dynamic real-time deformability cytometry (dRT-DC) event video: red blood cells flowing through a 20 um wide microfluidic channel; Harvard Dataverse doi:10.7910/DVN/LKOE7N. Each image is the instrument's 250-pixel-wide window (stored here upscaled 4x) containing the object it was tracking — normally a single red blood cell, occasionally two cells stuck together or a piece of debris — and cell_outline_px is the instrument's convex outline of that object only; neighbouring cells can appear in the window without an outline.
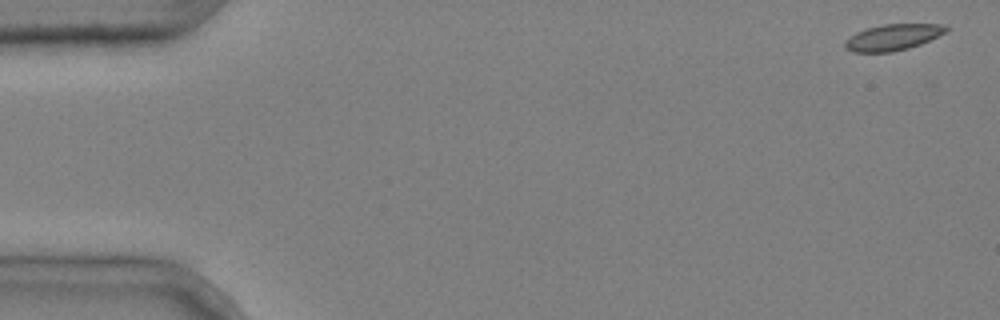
{"species": "common noctule bat (a hibernating species)", "species_latin": "Nyctalus noctula", "temperature_condition": "cold", "stored_images_in_passage": 6, "segment_of_instrument_passage": [1, 2], "camera_frame_rate_fps": 3000, "um_per_image_px": 0.085, "animal": {"sex": "male", "body_mass_g": 20.4}, "frame": {"image": 1, "passage_image": 1, "time_ms": 0.0, "image_size_px": [1000, 320], "cell_outline_px": [[948, 32], [920, 44], [908, 48], [892, 52], [852, 52], [844, 48], [844, 40], [848, 36], [856, 32], [868, 28], [884, 24], [944, 24], [948, 28]], "centroid_in_image_um": [75.87, 3.17], "position_along_channel_um": 9.1, "area_um2": 15.55}}
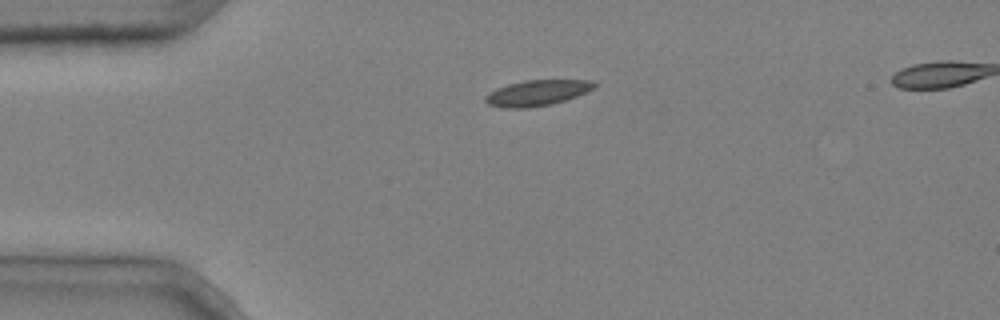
{"frame": {"image": 2, "passage_image": 4, "time_ms": 1.0, "image_size_px": [1000, 320], "cell_outline_px": [[596, 88], [576, 96], [552, 104], [528, 108], [504, 108], [488, 104], [484, 100], [484, 96], [488, 92], [496, 88], [508, 84], [524, 80], [592, 80], [596, 84]], "centroid_in_image_um": [45.63, 7.89], "position_along_channel_um": 39.4, "area_um2": 16.42}}